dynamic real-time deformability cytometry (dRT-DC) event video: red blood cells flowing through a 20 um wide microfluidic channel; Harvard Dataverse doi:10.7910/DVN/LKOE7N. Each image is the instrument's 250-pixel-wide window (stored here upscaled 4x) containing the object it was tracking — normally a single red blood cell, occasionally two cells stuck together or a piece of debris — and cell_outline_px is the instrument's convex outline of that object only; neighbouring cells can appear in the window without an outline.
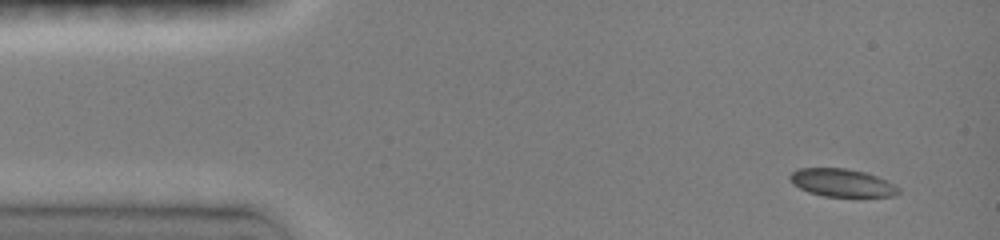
{"species": "common noctule bat (a hibernating species)", "species_latin": "Nyctalus noctula", "temperature_condition": "room temperature", "stored_images_in_passage": 23, "camera_frame_rate_fps": 3000, "um_per_image_px": 0.085, "animal": {"sex": "female", "body_mass_g": 19.0, "forearm_length_mm": 51.5}, "frame": {"image": 1, "passage_image": 1, "time_ms": 0.0, "image_size_px": [1000, 240], "cell_outline_px": [[900, 192], [896, 196], [824, 196], [808, 192], [792, 184], [788, 176], [792, 172], [800, 168], [844, 168], [864, 172], [876, 176], [896, 184], [900, 188]], "centroid_in_image_um": [71.57, 15.53], "position_along_channel_um": 13.4, "area_um2": 17.63}}
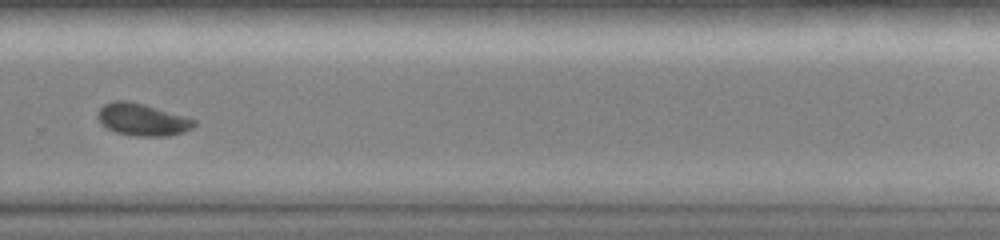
{"frame": {"image": 2, "passage_image": 16, "time_ms": 10.0, "image_size_px": [1000, 240], "cell_outline_px": [[196, 124], [192, 128], [184, 132], [168, 136], [132, 136], [116, 132], [108, 128], [96, 116], [100, 108], [104, 104], [112, 100], [128, 100], [144, 104], [184, 116], [196, 120]], "centroid_in_image_um": [12.1, 10.16], "position_along_channel_um": 317.7, "area_um2": 18.03}}
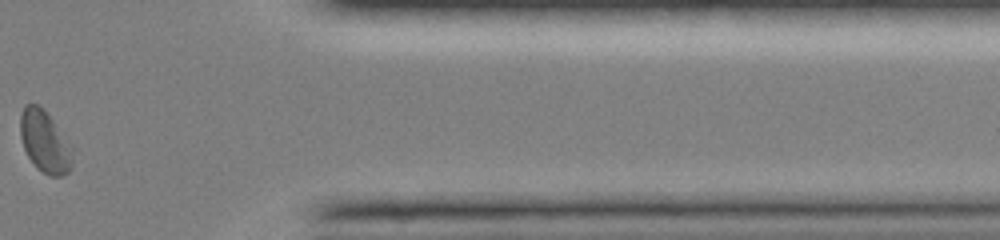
{"frame": {"image": 3, "passage_image": 20, "time_ms": 12.667, "image_size_px": [1000, 240], "cell_outline_px": [[72, 164], [68, 172], [60, 176], [48, 176], [36, 168], [28, 156], [24, 148], [20, 136], [20, 116], [24, 104], [36, 104], [44, 108], [72, 144]], "centroid_in_image_um": [3.81, 12.03], "position_along_channel_um": 407.6, "area_um2": 19.13}, "authors_computed_cell_mechanics": {"area_um2": 18.3804, "velocity_mm_per_s": 3.988, "shape_relaxation_time_tau1_ms": 2.5678, "shape_relaxation_time_tau2_ms": null, "deformation_change_tau1": 0.1007, "deformation_change_tau2": null}}